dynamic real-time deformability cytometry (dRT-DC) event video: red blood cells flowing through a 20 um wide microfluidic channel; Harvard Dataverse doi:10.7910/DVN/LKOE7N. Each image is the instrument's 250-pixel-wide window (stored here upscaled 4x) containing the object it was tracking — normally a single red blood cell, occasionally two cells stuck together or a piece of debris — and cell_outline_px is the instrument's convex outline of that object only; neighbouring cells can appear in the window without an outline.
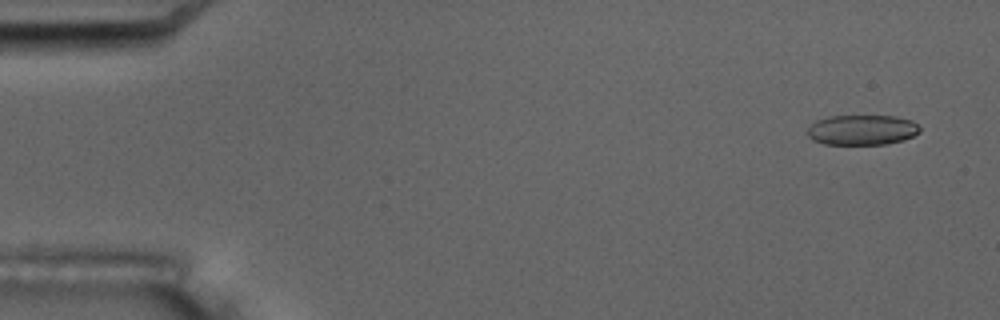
{"species": "common noctule bat (a hibernating species)", "species_latin": "Nyctalus noctula", "temperature_condition": "room temperature", "stored_images_in_passage": 7, "camera_frame_rate_fps": 3000, "um_per_image_px": 0.085, "animal": {"sex": "male", "body_mass_g": 17.5, "forearm_length_mm": 52.3}, "frame": {"image": 1, "passage_image": 1, "time_ms": 0.0, "image_size_px": [1000, 320], "cell_outline_px": [[920, 132], [904, 140], [888, 144], [824, 144], [812, 140], [808, 136], [808, 128], [816, 120], [828, 116], [896, 116], [912, 120], [920, 128]], "centroid_in_image_um": [73.28, 11.04], "position_along_channel_um": 11.7, "area_um2": 19.83}}
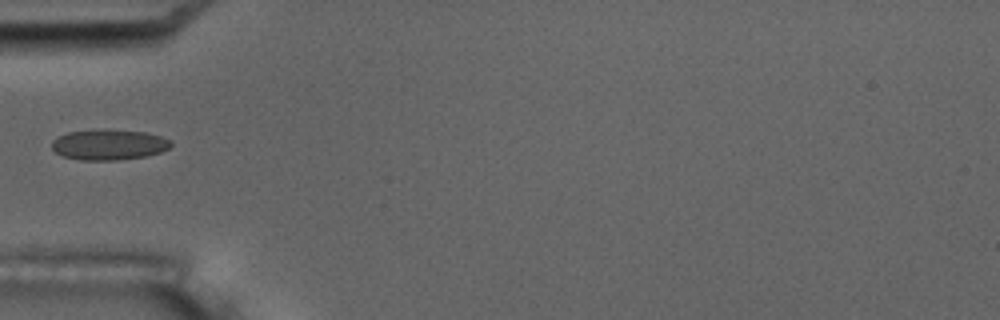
{"frame": {"image": 2, "passage_image": 5, "time_ms": 5.333, "image_size_px": [1000, 320], "cell_outline_px": [[172, 144], [168, 148], [160, 152], [144, 156], [116, 160], [80, 160], [64, 156], [56, 152], [52, 148], [52, 140], [56, 136], [68, 132], [96, 128], [104, 128], [144, 132], [160, 136], [172, 140]], "centroid_in_image_um": [9.22, 12.27], "position_along_channel_um": 75.8, "area_um2": 21.44}}